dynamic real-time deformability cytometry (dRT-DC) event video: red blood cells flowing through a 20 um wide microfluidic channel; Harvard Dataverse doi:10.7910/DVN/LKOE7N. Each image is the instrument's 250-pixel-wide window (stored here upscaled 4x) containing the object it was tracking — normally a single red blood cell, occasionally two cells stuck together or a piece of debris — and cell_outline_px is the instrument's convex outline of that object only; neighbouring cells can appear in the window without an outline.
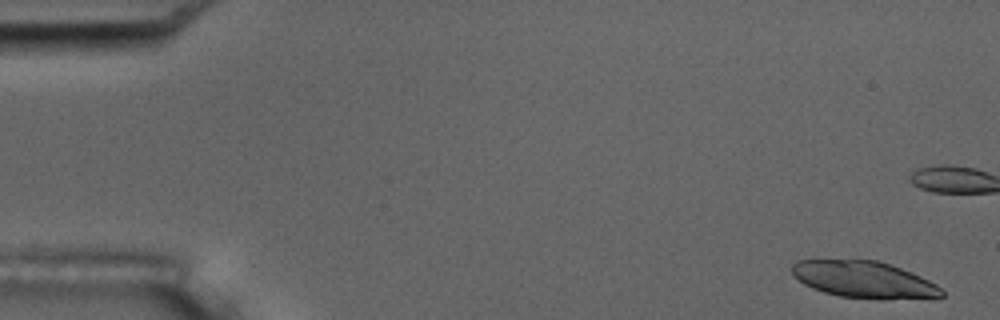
{"species": "common noctule bat (a hibernating species)", "species_latin": "Nyctalus noctula", "temperature_condition": "room temperature", "stored_images_in_passage": 6, "camera_frame_rate_fps": 3000, "um_per_image_px": 0.085, "animal": {"sex": "male", "body_mass_g": 17.5, "forearm_length_mm": 52.3}, "frame": {"image": 1, "passage_image": 1, "time_ms": 0.0, "image_size_px": [1000, 320], "cell_outline_px": [[944, 296], [840, 296], [824, 292], [812, 288], [804, 284], [792, 272], [792, 264], [796, 260], [876, 260], [900, 268], [920, 276], [936, 284], [944, 292]], "centroid_in_image_um": [73.32, 23.7], "position_along_channel_um": 11.7, "area_um2": 30.23}}